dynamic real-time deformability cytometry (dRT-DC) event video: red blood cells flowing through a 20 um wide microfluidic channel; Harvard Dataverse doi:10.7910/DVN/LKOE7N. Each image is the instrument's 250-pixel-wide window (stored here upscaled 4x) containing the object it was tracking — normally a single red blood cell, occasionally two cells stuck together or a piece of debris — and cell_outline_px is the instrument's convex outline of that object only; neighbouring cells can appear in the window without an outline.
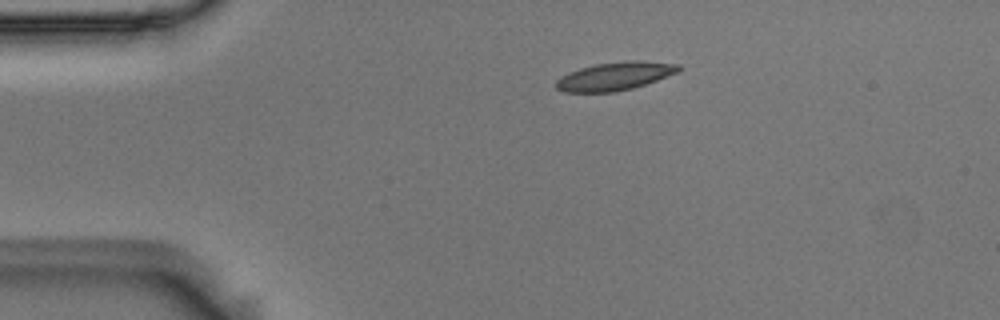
{"species": "Egyptian fruit bat (a non-hibernating species)", "species_latin": "Rousettus aegyptiacus", "temperature_condition": "room temperature", "stored_images_in_passage": 3, "camera_frame_rate_fps": 3000, "um_per_image_px": 0.085, "animal": {"sex": "male"}, "frame": {"image": 1, "passage_image": 1, "time_ms": 0.0, "image_size_px": [1000, 320], "cell_outline_px": [[680, 72], [632, 88], [616, 92], [564, 92], [556, 88], [556, 80], [560, 76], [580, 68], [596, 64], [628, 60], [640, 60], [680, 64]], "centroid_in_image_um": [52.27, 6.47], "position_along_channel_um": 32.7, "area_um2": 20.17}}
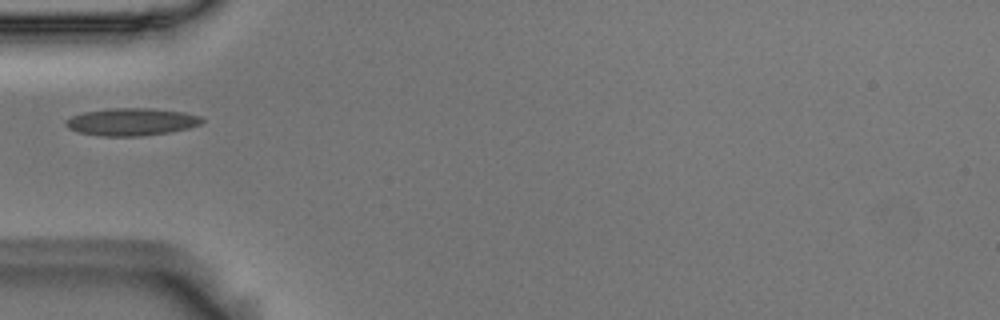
{"frame": {"image": 2, "passage_image": 3, "time_ms": 0.667, "image_size_px": [1000, 320], "cell_outline_px": [[204, 120], [200, 124], [188, 128], [172, 132], [140, 136], [100, 136], [80, 132], [68, 128], [64, 124], [64, 120], [72, 116], [84, 112], [108, 108], [148, 108], [184, 112], [200, 116]], "centroid_in_image_um": [11.16, 10.35], "position_along_channel_um": 73.8, "area_um2": 21.85}}